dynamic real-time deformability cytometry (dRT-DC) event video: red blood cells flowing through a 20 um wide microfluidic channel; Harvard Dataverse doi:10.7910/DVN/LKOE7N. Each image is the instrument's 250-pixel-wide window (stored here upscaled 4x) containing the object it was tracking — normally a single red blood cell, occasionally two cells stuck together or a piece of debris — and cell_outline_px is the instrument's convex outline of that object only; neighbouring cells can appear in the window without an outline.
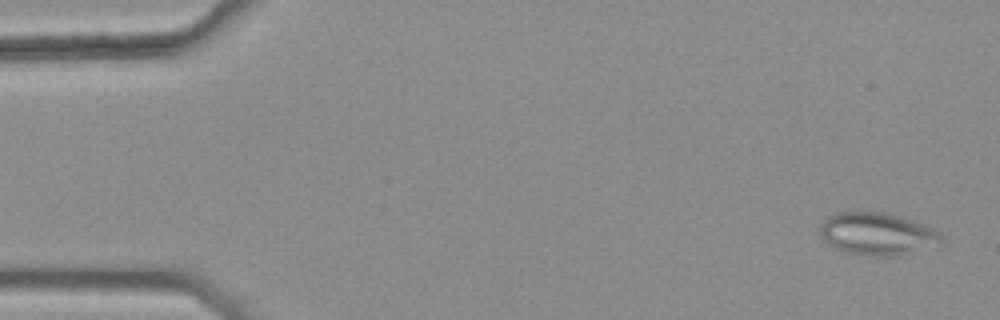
{"species": "common noctule bat (a hibernating species)", "species_latin": "Nyctalus noctula", "temperature_condition": "warm", "stored_images_in_passage": 45, "camera_frame_rate_fps": 3000, "um_per_image_px": 0.085, "animal": {"sex": "female", "body_mass_g": 25.1}, "frame": {"image": 1, "passage_image": 2, "time_ms": 0.333, "image_size_px": [1000, 320], "cell_outline_px": [[944, 244], [936, 248], [900, 256], [872, 256], [848, 252], [836, 248], [820, 236], [820, 224], [828, 216], [836, 212], [884, 212], [900, 216], [924, 224], [932, 228], [944, 236]], "centroid_in_image_um": [74.67, 19.9], "position_along_channel_um": 10.3, "area_um2": 30.58}}
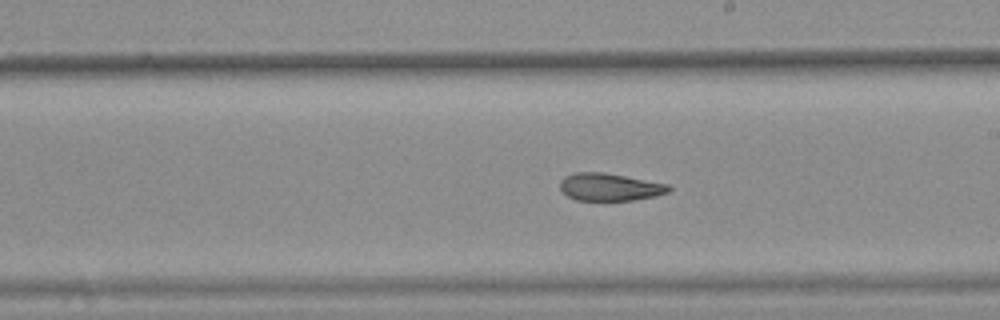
{"frame": {"image": 2, "passage_image": 30, "time_ms": 9.667, "image_size_px": [1000, 320], "cell_outline_px": [[672, 188], [668, 192], [656, 196], [632, 200], [576, 200], [568, 196], [560, 188], [560, 180], [564, 176], [572, 172], [604, 172], [668, 184]], "centroid_in_image_um": [51.81, 15.88], "position_along_channel_um": 237.2, "area_um2": 17.46}}
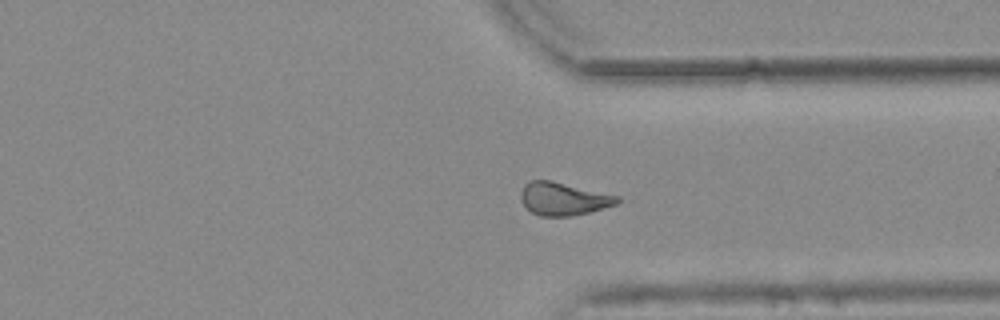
{"frame": {"image": 3, "passage_image": 40, "time_ms": 13.0, "image_size_px": [1000, 320], "cell_outline_px": [[620, 200], [616, 204], [588, 212], [572, 216], [540, 216], [532, 212], [520, 200], [520, 192], [524, 184], [528, 180], [552, 180], [620, 196]], "centroid_in_image_um": [47.86, 16.88], "position_along_channel_um": 363.5, "area_um2": 18.55}, "authors_computed_cell_mechanics": {"area_um2": 19.1318, "velocity_mm_per_s": 3.7834, "shape_relaxation_time_tau1_ms": null, "shape_relaxation_time_tau2_ms": 5.053, "deformation_change_tau1": null, "deformation_change_tau2": 0.1389}}